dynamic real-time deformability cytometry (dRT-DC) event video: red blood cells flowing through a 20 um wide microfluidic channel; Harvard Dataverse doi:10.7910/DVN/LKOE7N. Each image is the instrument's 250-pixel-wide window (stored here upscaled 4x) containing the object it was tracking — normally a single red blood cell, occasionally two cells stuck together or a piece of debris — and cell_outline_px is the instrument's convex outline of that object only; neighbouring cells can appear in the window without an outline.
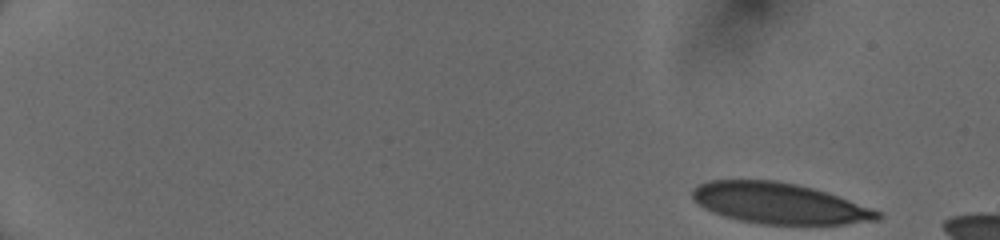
{"species": "human", "species_latin": "Homo sapiens", "temperature_condition": "cold", "stored_images_in_passage": 49, "camera_frame_rate_fps": 3000, "um_per_image_px": 0.085, "donor": {"sex": "female"}, "frame": {"image": 1, "passage_image": 1, "time_ms": 0.0, "image_size_px": [1000, 240], "cell_outline_px": [[880, 220], [844, 224], [764, 224], [740, 220], [724, 216], [712, 212], [704, 208], [692, 196], [692, 188], [708, 180], [776, 180], [796, 184], [812, 188], [848, 200], [880, 212]], "centroid_in_image_um": [66.19, 17.28], "position_along_channel_um": 18.8, "area_um2": 43.52}}
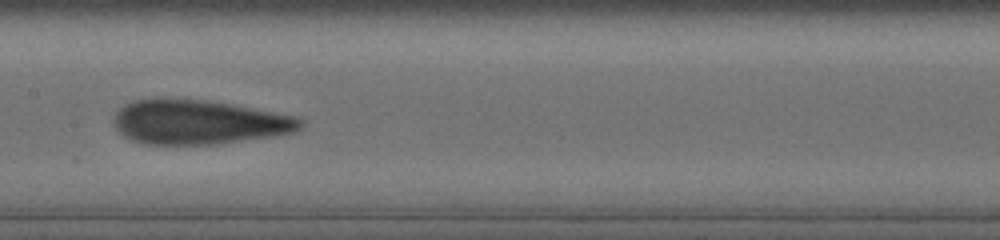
{"frame": {"image": 2, "passage_image": 26, "time_ms": 8.333, "image_size_px": [1000, 240], "cell_outline_px": [[304, 124], [300, 128], [292, 132], [276, 136], [216, 144], [144, 144], [132, 140], [124, 136], [116, 128], [112, 120], [116, 112], [124, 104], [132, 100], [160, 96], [208, 100], [296, 116], [304, 120]], "centroid_in_image_um": [16.84, 10.35], "position_along_channel_um": 190.6, "area_um2": 48.96}}
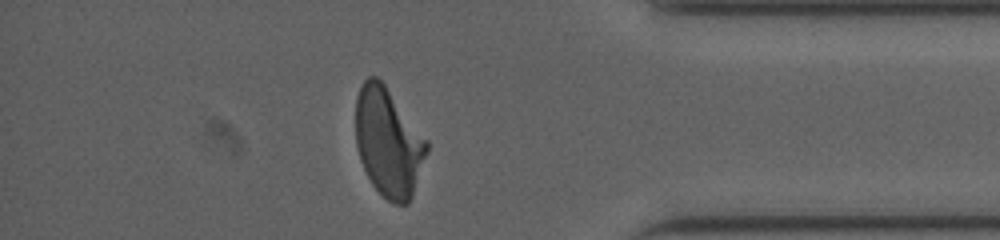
{"frame": {"image": 3, "passage_image": 43, "time_ms": 14.0, "image_size_px": [1000, 240], "cell_outline_px": [[428, 152], [412, 196], [408, 204], [396, 204], [388, 200], [372, 184], [360, 160], [356, 144], [356, 96], [364, 80], [368, 76], [376, 76], [384, 84], [428, 140]], "centroid_in_image_um": [33.02, 12.09], "position_along_channel_um": 402.2, "area_um2": 44.8}, "authors_computed_cell_mechanics": {"area_um2": 46.9336, "velocity_mm_per_s": 4.0484, "shape_relaxation_time_tau1_ms": null, "shape_relaxation_time_tau2_ms": 1.2087, "deformation_change_tau1": null, "deformation_change_tau2": 0.0944}}